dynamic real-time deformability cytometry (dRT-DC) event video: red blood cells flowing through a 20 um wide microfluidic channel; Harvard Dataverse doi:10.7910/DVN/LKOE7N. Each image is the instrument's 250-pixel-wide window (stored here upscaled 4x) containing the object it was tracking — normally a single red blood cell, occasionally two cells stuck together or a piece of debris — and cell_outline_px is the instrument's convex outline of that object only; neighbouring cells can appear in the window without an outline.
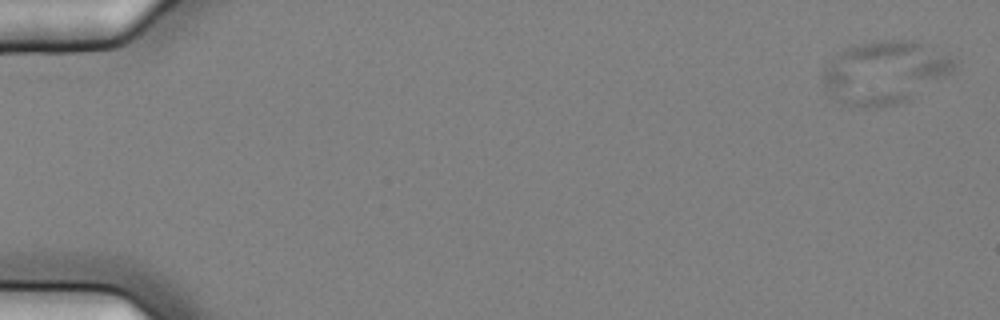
{"species": "common noctule bat (a hibernating species)", "species_latin": "Nyctalus noctula", "temperature_condition": "cold", "stored_images_in_passage": 7, "camera_frame_rate_fps": 3000, "um_per_image_px": 0.085, "animal": {"sex": "female", "body_mass_g": 25.1}, "frame": {"image": 1, "passage_image": 1, "time_ms": 0.0, "image_size_px": [1000, 320], "cell_outline_px": [[956, 64], [952, 72], [912, 100], [896, 104], [876, 108], [848, 108], [828, 96], [824, 84], [824, 68], [844, 48], [856, 44], [872, 40], [912, 40], [952, 60]], "centroid_in_image_um": [75.12, 6.21], "position_along_channel_um": 9.9, "area_um2": 48.09}}
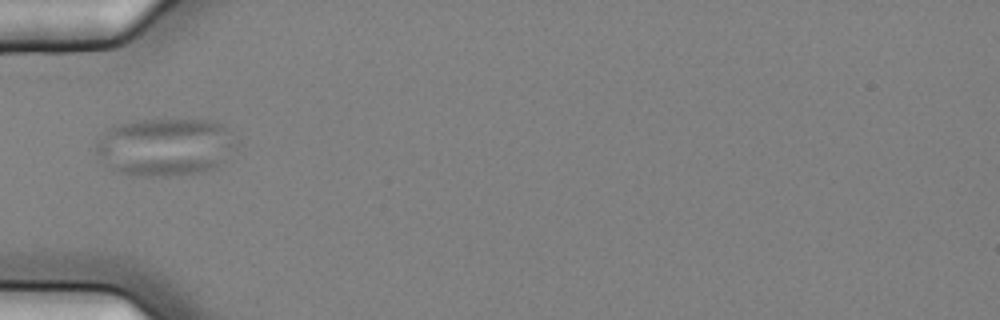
{"frame": {"image": 2, "passage_image": 6, "time_ms": 1.667, "image_size_px": [1000, 320], "cell_outline_px": [[236, 148], [216, 168], [204, 172], [168, 176], [136, 176], [120, 172], [104, 164], [96, 152], [96, 140], [104, 128], [136, 120], [212, 120], [228, 128], [236, 136]], "centroid_in_image_um": [14.04, 12.48], "position_along_channel_um": 71.0, "area_um2": 47.92}}
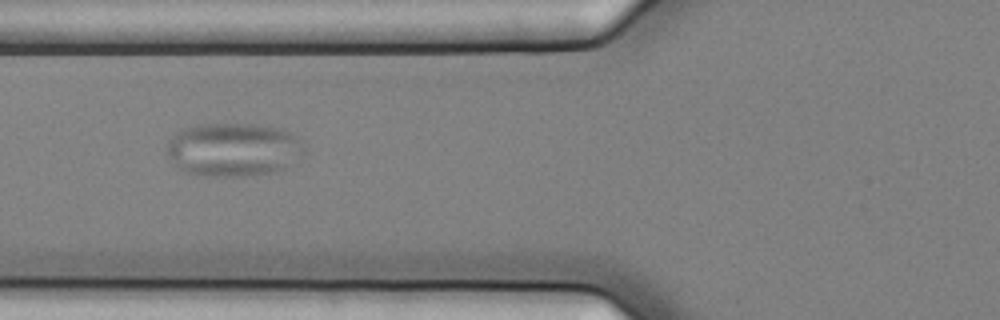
{"frame": {"image": 3, "passage_image": 7, "time_ms": 2.0, "image_size_px": [1000, 320], "cell_outline_px": [[308, 152], [284, 168], [272, 172], [244, 176], [204, 176], [184, 172], [176, 164], [168, 152], [168, 140], [180, 128], [196, 124], [252, 124], [284, 128], [300, 140], [308, 148]], "centroid_in_image_um": [19.88, 12.7], "position_along_channel_um": 105.9, "area_um2": 43.23}}